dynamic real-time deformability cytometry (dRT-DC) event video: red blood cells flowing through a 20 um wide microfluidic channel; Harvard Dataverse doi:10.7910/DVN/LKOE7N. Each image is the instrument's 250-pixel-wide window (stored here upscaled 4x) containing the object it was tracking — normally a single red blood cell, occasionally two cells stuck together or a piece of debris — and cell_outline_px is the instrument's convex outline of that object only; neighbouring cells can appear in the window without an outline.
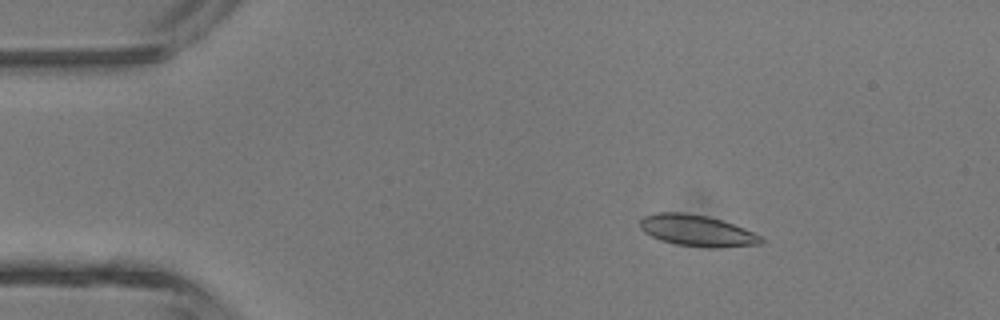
{"species": "common noctule bat (a hibernating species)", "species_latin": "Nyctalus noctula", "temperature_condition": "room temperature", "stored_images_in_passage": 5, "camera_frame_rate_fps": 3000, "um_per_image_px": 0.085, "animal": {"sex": "male", "body_mass_g": 13.3}, "frame": {"image": 1, "passage_image": 2, "time_ms": 1.0, "image_size_px": [1000, 320], "cell_outline_px": [[764, 244], [720, 248], [708, 248], [676, 244], [660, 240], [644, 232], [640, 228], [640, 220], [644, 216], [660, 212], [684, 212], [708, 216], [744, 228], [760, 236], [764, 240]], "centroid_in_image_um": [59.26, 19.61], "position_along_channel_um": 25.7, "area_um2": 22.14}}
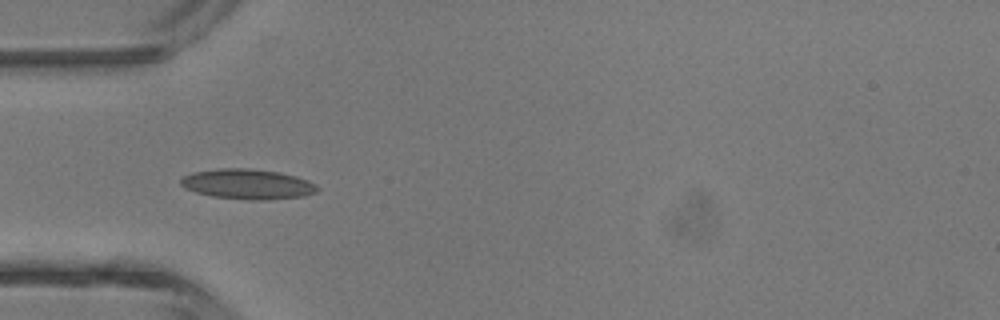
{"frame": {"image": 2, "passage_image": 4, "time_ms": 3.333, "image_size_px": [1000, 320], "cell_outline_px": [[320, 188], [316, 192], [304, 196], [268, 200], [252, 200], [212, 196], [196, 192], [180, 184], [180, 180], [184, 176], [192, 172], [220, 168], [248, 168], [280, 172], [296, 176], [308, 180], [316, 184]], "centroid_in_image_um": [21.09, 15.64], "position_along_channel_um": 63.9, "area_um2": 23.99}}
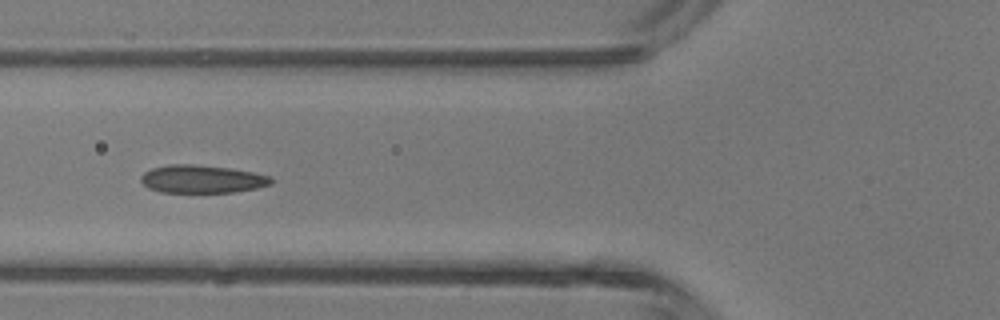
{"frame": {"image": 3, "passage_image": 5, "time_ms": 4.333, "image_size_px": [1000, 320], "cell_outline_px": [[276, 180], [272, 184], [256, 188], [232, 192], [160, 192], [148, 188], [140, 180], [140, 176], [144, 172], [152, 168], [168, 164], [192, 164], [228, 168], [252, 172], [272, 176]], "centroid_in_image_um": [17.18, 15.22], "position_along_channel_um": 108.6, "area_um2": 21.27}}